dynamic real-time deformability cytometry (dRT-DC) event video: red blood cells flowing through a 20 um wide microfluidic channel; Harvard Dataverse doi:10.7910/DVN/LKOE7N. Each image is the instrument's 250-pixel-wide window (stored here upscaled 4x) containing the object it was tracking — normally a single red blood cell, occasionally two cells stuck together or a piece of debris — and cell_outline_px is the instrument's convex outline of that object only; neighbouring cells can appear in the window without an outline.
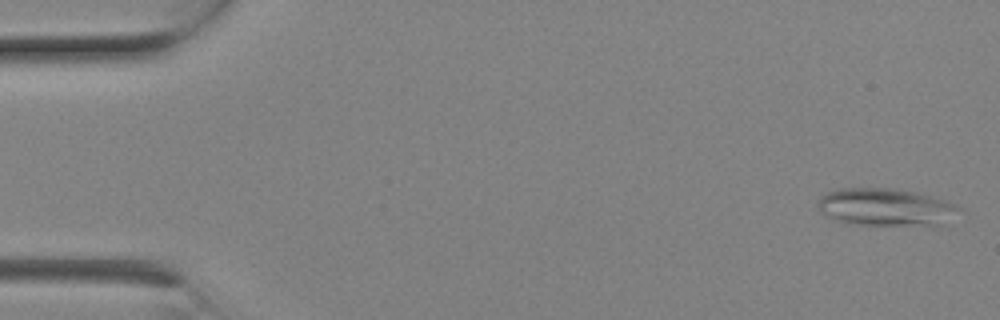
{"species": "Egyptian fruit bat (a non-hibernating species)", "species_latin": "Rousettus aegyptiacus", "temperature_condition": "room temperature", "stored_images_in_passage": 7, "camera_frame_rate_fps": 3000, "um_per_image_px": 0.085, "animal": {"sex": "female"}, "frame": {"image": 1, "passage_image": 1, "time_ms": 0.0, "image_size_px": [1000, 320], "cell_outline_px": [[964, 212], [944, 224], [848, 224], [824, 216], [820, 212], [816, 204], [820, 196], [828, 192], [840, 188], [892, 188], [916, 192], [944, 200], [956, 204], [964, 208]], "centroid_in_image_um": [75.3, 17.6], "position_along_channel_um": 9.7, "area_um2": 31.1}}